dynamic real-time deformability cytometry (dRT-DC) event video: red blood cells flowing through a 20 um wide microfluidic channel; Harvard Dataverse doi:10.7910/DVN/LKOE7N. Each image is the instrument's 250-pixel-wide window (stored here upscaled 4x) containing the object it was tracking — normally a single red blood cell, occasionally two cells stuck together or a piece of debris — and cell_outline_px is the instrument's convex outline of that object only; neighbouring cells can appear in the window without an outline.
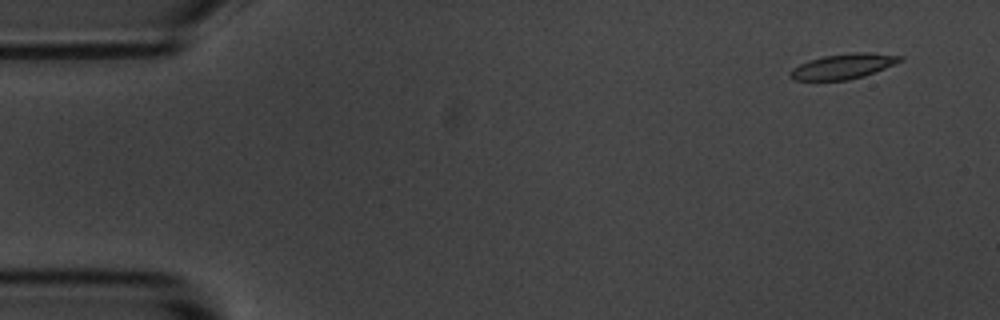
{"species": "common noctule bat (a hibernating species)", "species_latin": "Nyctalus noctula", "temperature_condition": "room temperature", "stored_images_in_passage": 5, "camera_frame_rate_fps": 3000, "um_per_image_px": 0.085, "animal": {"sex": "male", "body_mass_g": 20.1, "forearm_length_mm": 53.5}, "frame": {"image": 1, "passage_image": 1, "time_ms": 0.0, "image_size_px": [1000, 320], "cell_outline_px": [[904, 60], [864, 76], [848, 80], [792, 80], [788, 76], [788, 72], [792, 68], [808, 60], [824, 56], [852, 52], [868, 52], [904, 56]], "centroid_in_image_um": [71.65, 5.63], "position_along_channel_um": 13.4, "area_um2": 16.18}}